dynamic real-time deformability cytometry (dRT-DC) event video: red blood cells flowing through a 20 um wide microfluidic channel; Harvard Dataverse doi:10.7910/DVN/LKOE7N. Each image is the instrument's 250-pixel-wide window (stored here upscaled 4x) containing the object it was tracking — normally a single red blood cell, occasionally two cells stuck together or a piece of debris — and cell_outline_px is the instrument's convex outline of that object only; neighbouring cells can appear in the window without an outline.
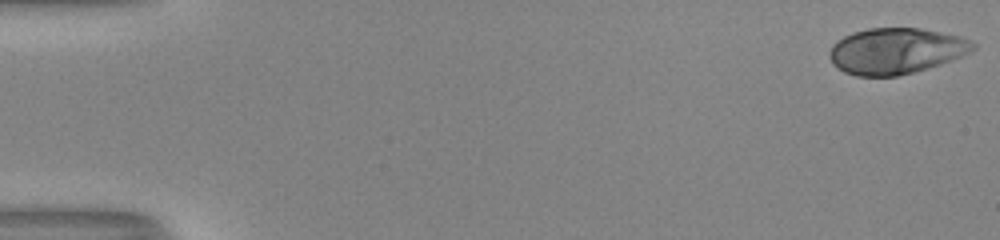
{"species": "human", "species_latin": "Homo sapiens", "temperature_condition": "room temperature", "stored_images_in_passage": 52, "camera_frame_rate_fps": 3000, "um_per_image_px": 0.085, "donor": {"sex": "male"}, "frame": {"image": 1, "passage_image": 1, "time_ms": 0.0, "image_size_px": [1000, 240], "cell_outline_px": [[976, 48], [972, 52], [940, 64], [928, 68], [896, 76], [856, 76], [844, 72], [836, 68], [832, 64], [828, 56], [828, 52], [832, 44], [836, 40], [852, 32], [868, 28], [920, 28], [960, 36], [972, 40], [976, 44]], "centroid_in_image_um": [76.13, 4.33], "position_along_channel_um": 8.9, "area_um2": 38.78}}
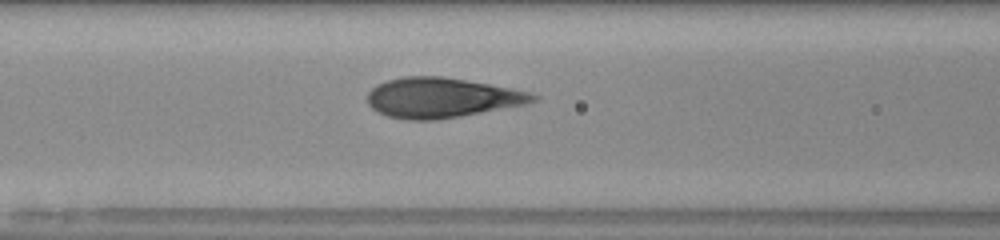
{"frame": {"image": 2, "passage_image": 23, "time_ms": 7.333, "image_size_px": [1000, 240], "cell_outline_px": [[540, 100], [528, 104], [460, 116], [436, 120], [404, 120], [388, 116], [376, 112], [368, 104], [368, 92], [376, 84], [388, 80], [404, 76], [444, 76], [512, 88], [532, 92], [540, 96]], "centroid_in_image_um": [37.58, 8.31], "position_along_channel_um": 129.0, "area_um2": 38.96}}
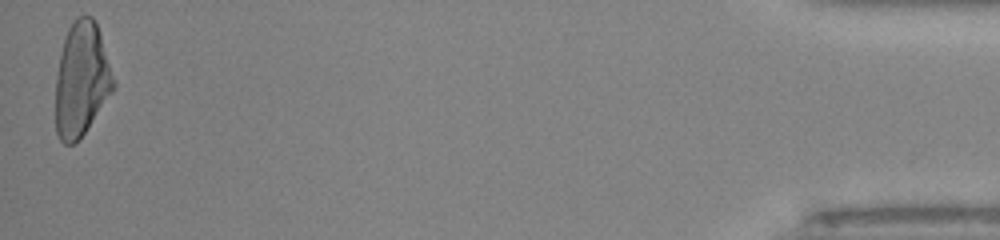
{"frame": {"image": 3, "passage_image": 52, "time_ms": 17.0, "image_size_px": [1000, 240], "cell_outline_px": [[116, 88], [84, 132], [72, 144], [64, 144], [60, 140], [56, 132], [56, 76], [60, 52], [64, 36], [68, 28], [76, 16], [92, 16], [96, 20], [116, 84]], "centroid_in_image_um": [6.93, 6.71], "position_along_channel_um": 428.3, "area_um2": 38.55}, "authors_computed_cell_mechanics": {"area_um2": 38.4948, "velocity_mm_per_s": 4.0582, "shape_relaxation_time_tau1_ms": 5.2565, "shape_relaxation_time_tau2_ms": null, "deformation_change_tau1": 0.2532, "deformation_change_tau2": null}}